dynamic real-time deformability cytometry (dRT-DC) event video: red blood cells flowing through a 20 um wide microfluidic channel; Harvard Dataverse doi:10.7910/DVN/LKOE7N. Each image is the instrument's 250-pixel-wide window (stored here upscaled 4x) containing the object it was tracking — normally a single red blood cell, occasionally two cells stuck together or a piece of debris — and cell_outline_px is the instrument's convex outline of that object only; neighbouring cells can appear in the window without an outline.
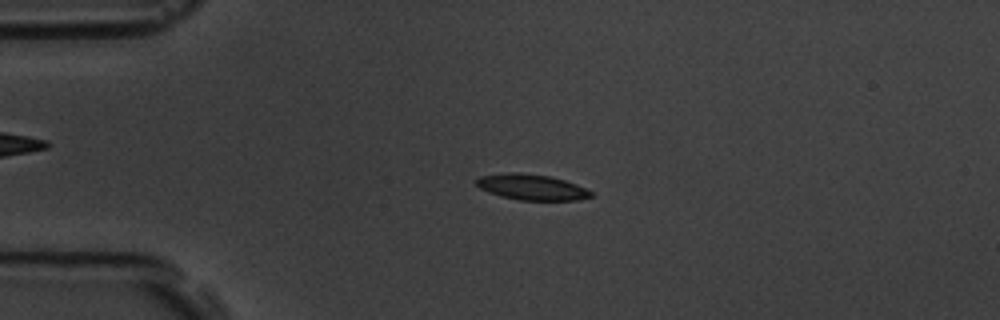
{"species": "common noctule bat (a hibernating species)", "species_latin": "Nyctalus noctula", "temperature_condition": "room temperature", "stored_images_in_passage": 6, "camera_frame_rate_fps": 3000, "um_per_image_px": 0.085, "animal": {"sex": "male", "body_mass_g": 19.5, "forearm_length_mm": 54.6}, "frame": {"image": 1, "passage_image": 4, "time_ms": 3.333, "image_size_px": [1000, 320], "cell_outline_px": [[592, 196], [576, 200], [520, 200], [500, 196], [488, 192], [480, 188], [476, 184], [476, 180], [480, 176], [508, 172], [516, 172], [552, 176], [576, 184], [592, 192]], "centroid_in_image_um": [45.17, 15.9], "position_along_channel_um": 39.8, "area_um2": 17.11}}
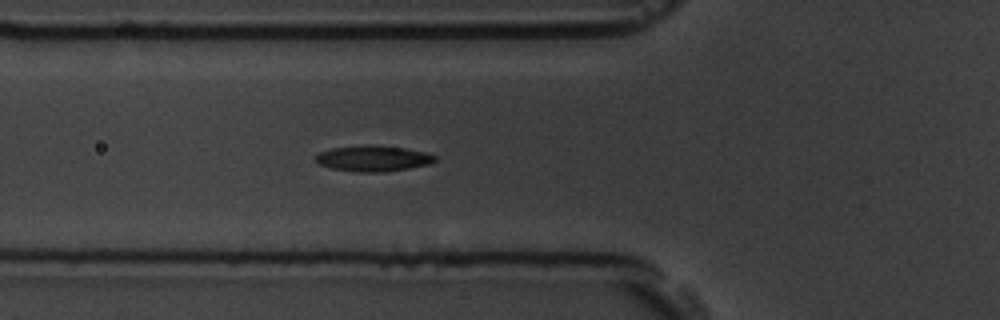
{"frame": {"image": 2, "passage_image": 6, "time_ms": 5.667, "image_size_px": [1000, 320], "cell_outline_px": [[436, 160], [428, 164], [408, 168], [384, 172], [360, 172], [332, 168], [316, 164], [316, 156], [320, 152], [332, 148], [368, 144], [372, 144], [404, 148], [424, 152], [436, 156]], "centroid_in_image_um": [31.69, 13.46], "position_along_channel_um": 94.1, "area_um2": 17.86}}